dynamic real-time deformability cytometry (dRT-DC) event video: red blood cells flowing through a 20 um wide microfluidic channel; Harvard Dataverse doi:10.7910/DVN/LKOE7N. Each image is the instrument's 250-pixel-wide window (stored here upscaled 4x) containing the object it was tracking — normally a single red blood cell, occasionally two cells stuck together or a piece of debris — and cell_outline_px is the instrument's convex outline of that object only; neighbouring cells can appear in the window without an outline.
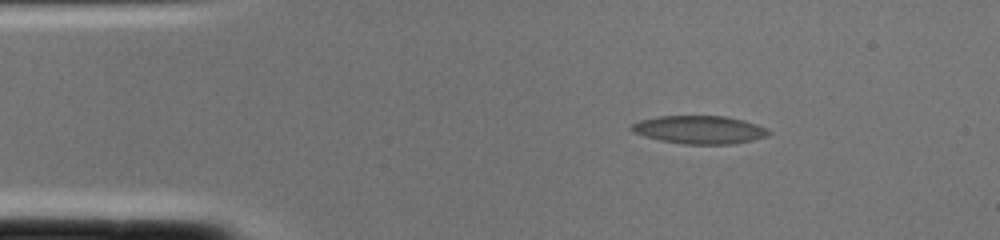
{"species": "common noctule bat (a hibernating species)", "species_latin": "Nyctalus noctula", "temperature_condition": "cold", "stored_images_in_passage": 1, "camera_frame_rate_fps": 3000, "um_per_image_px": 0.085, "animal": {"sex": "female", "body_mass_g": 22.0, "forearm_length_mm": 56.7}, "frame": {"image": 1, "passage_image": 1, "time_ms": 0.0, "image_size_px": [1000, 240], "cell_outline_px": [[772, 132], [768, 136], [752, 140], [732, 144], [684, 144], [660, 140], [644, 136], [632, 132], [628, 128], [632, 124], [640, 120], [660, 116], [724, 116], [744, 120], [768, 128]], "centroid_in_image_um": [59.46, 11.03], "position_along_channel_um": 25.5, "area_um2": 22.54}}